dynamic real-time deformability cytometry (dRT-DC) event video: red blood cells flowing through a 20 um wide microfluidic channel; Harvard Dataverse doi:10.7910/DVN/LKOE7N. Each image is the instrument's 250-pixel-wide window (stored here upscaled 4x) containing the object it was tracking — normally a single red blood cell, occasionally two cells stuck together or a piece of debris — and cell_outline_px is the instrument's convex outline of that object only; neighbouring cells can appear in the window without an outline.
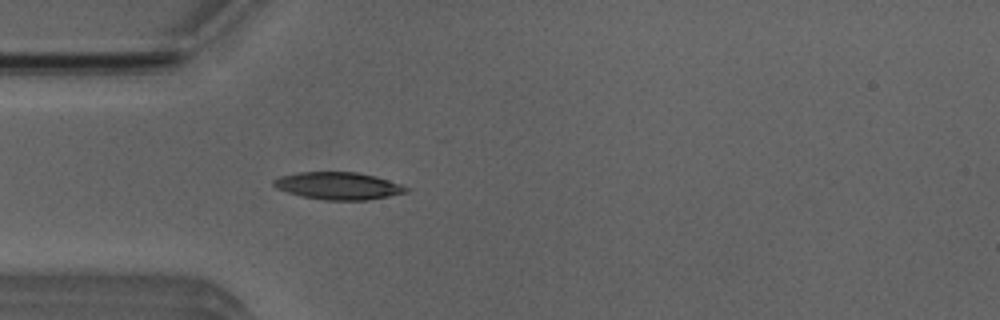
{"species": "Egyptian fruit bat (a non-hibernating species)", "species_latin": "Rousettus aegyptiacus", "temperature_condition": "room temperature", "stored_images_in_passage": 1, "camera_frame_rate_fps": 3000, "um_per_image_px": 0.085, "animal": {"sex": "male"}, "frame": {"image": 1, "passage_image": 1, "time_ms": 0.0, "image_size_px": [1000, 320], "cell_outline_px": [[408, 192], [368, 200], [324, 200], [300, 196], [276, 188], [272, 184], [272, 180], [280, 176], [300, 172], [356, 172], [376, 176], [400, 184], [408, 188]], "centroid_in_image_um": [28.73, 15.8], "position_along_channel_um": 56.3, "area_um2": 21.1}}